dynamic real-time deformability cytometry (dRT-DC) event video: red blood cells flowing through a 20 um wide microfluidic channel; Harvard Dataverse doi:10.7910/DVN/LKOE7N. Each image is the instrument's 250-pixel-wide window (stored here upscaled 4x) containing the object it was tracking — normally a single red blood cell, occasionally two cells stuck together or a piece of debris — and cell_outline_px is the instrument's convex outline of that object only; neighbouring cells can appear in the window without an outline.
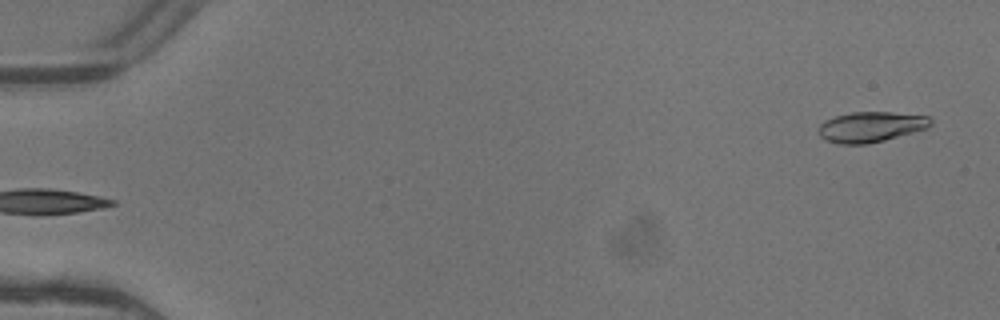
{"species": "common noctule bat (a hibernating species)", "species_latin": "Nyctalus noctula", "temperature_condition": "warm", "stored_images_in_passage": 3, "segment_of_instrument_passage": [2, 2], "camera_frame_rate_fps": 3000, "um_per_image_px": 0.085, "animal": {"sex": "female"}, "frame": {"image": 1, "passage_image": 3, "time_ms": 0.667, "image_size_px": [1000, 320], "cell_outline_px": [[932, 124], [928, 128], [884, 140], [868, 144], [836, 144], [824, 140], [820, 136], [820, 124], [824, 120], [836, 116], [852, 112], [892, 112], [928, 116], [932, 120]], "centroid_in_image_um": [74.02, 10.79], "position_along_channel_um": 11.0, "area_um2": 19.88}}